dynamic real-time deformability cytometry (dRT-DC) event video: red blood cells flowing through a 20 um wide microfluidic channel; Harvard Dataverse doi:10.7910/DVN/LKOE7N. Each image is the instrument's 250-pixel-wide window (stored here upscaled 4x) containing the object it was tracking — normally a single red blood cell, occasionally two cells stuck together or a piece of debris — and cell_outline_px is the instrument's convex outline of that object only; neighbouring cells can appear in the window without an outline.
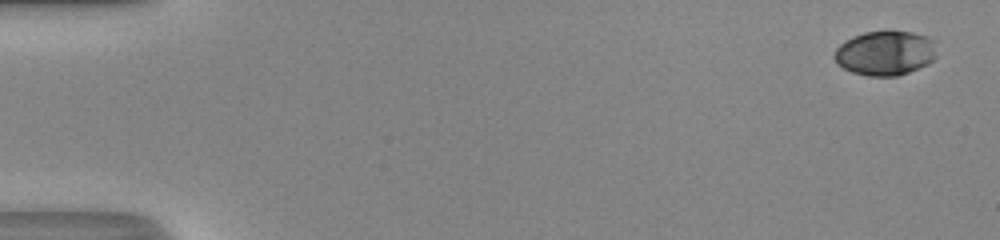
{"species": "human", "species_latin": "Homo sapiens", "temperature_condition": "room temperature", "stored_images_in_passage": 50, "camera_frame_rate_fps": 3000, "um_per_image_px": 0.085, "donor": {"sex": "male"}, "frame": {"image": 1, "passage_image": 1, "time_ms": 0.0, "image_size_px": [1000, 240], "cell_outline_px": [[936, 56], [928, 64], [908, 72], [896, 76], [868, 76], [852, 72], [844, 68], [832, 56], [836, 48], [844, 40], [852, 36], [864, 32], [912, 32], [928, 36], [936, 40]], "centroid_in_image_um": [75.26, 4.51], "position_along_channel_um": 9.7, "area_um2": 26.65}}
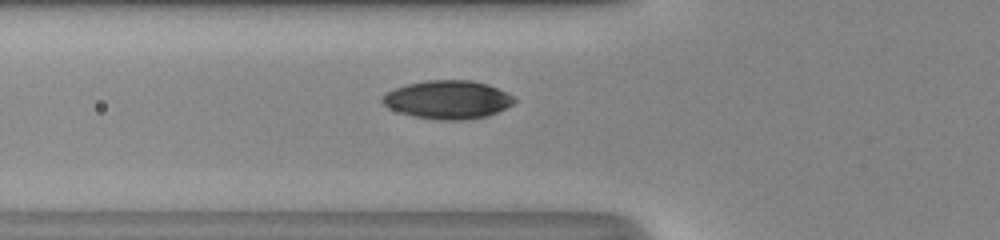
{"frame": {"image": 2, "passage_image": 19, "time_ms": 6.0, "image_size_px": [1000, 240], "cell_outline_px": [[516, 100], [512, 104], [488, 116], [464, 120], [440, 120], [416, 116], [400, 112], [388, 108], [380, 100], [380, 96], [396, 88], [408, 84], [428, 80], [472, 80], [488, 84], [512, 96]], "centroid_in_image_um": [38.04, 8.47], "position_along_channel_um": 87.8, "area_um2": 29.19}}
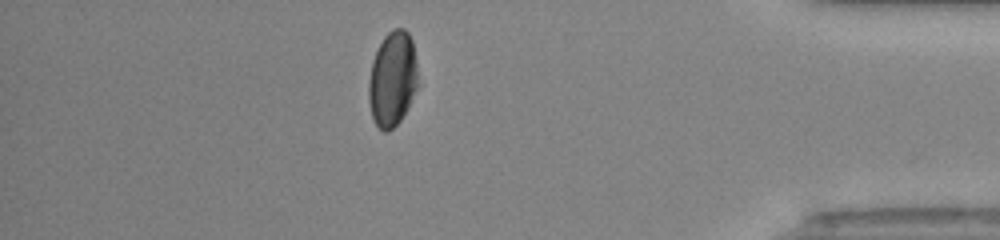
{"frame": {"image": 3, "passage_image": 44, "time_ms": 14.333, "image_size_px": [1000, 240], "cell_outline_px": [[416, 88], [400, 120], [388, 132], [384, 132], [376, 124], [372, 116], [368, 100], [368, 80], [372, 60], [384, 36], [392, 28], [404, 28], [408, 32], [412, 40], [416, 60]], "centroid_in_image_um": [33.32, 6.68], "position_along_channel_um": 401.9, "area_um2": 26.93}, "authors_computed_cell_mechanics": {"area_um2": 28.2064, "velocity_mm_per_s": 4.2086, "shape_relaxation_time_tau1_ms": 6.4514, "shape_relaxation_time_tau2_ms": 1.4718, "deformation_change_tau1": 0.19, "deformation_change_tau2": 0.0355}}